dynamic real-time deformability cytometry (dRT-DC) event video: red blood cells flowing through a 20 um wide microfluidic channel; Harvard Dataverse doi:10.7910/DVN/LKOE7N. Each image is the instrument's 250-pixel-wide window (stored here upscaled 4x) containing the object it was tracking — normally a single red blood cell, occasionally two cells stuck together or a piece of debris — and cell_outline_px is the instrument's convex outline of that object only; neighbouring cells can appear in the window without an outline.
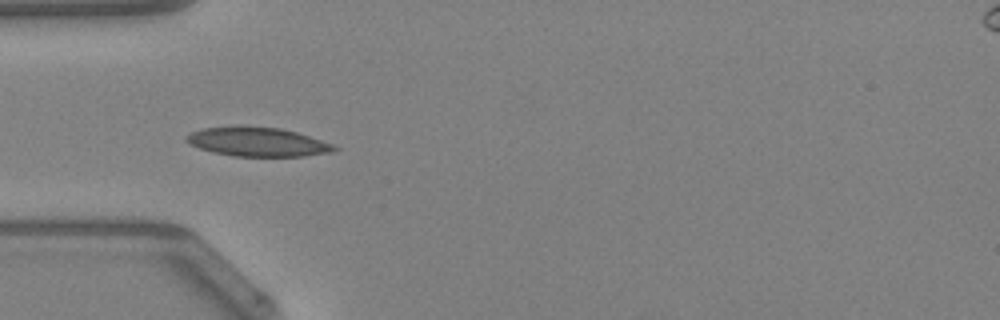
{"species": "Egyptian fruit bat (a non-hibernating species)", "species_latin": "Rousettus aegyptiacus", "temperature_condition": "warm", "stored_images_in_passage": 47, "camera_frame_rate_fps": 3000, "um_per_image_px": 0.085, "animal": {"sex": "female"}, "frame": {"image": 1, "passage_image": 14, "time_ms": 4.333, "image_size_px": [1000, 320], "cell_outline_px": [[340, 148], [332, 152], [304, 156], [232, 156], [212, 152], [200, 148], [184, 140], [184, 136], [192, 132], [204, 128], [240, 124], [280, 128], [296, 132], [332, 144]], "centroid_in_image_um": [21.85, 12.04], "position_along_channel_um": 63.1, "area_um2": 25.32}}